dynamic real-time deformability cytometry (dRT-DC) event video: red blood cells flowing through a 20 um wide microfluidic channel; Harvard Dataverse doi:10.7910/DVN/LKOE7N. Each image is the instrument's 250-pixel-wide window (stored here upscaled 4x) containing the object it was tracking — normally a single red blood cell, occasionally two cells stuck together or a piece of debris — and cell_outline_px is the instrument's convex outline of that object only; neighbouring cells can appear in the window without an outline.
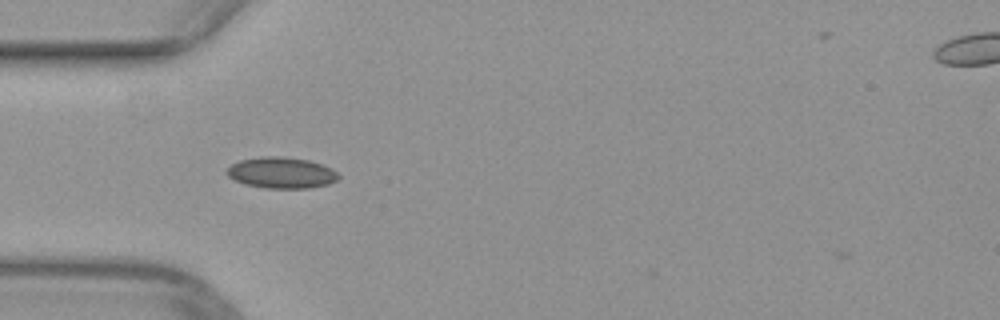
{"species": "common noctule bat (a hibernating species)", "species_latin": "Nyctalus noctula", "temperature_condition": "warm", "stored_images_in_passage": 5, "camera_frame_rate_fps": 3000, "um_per_image_px": 0.085, "animal": {"sex": "female", "body_mass_g": 29.2, "forearm_length_mm": 56.3}, "frame": {"image": 1, "passage_image": 2, "time_ms": 0.333, "image_size_px": [1000, 320], "cell_outline_px": [[340, 176], [336, 180], [328, 184], [308, 188], [264, 188], [244, 184], [228, 176], [224, 172], [232, 164], [240, 160], [260, 156], [284, 156], [308, 160], [324, 164], [332, 168]], "centroid_in_image_um": [23.92, 14.67], "position_along_channel_um": 61.1, "area_um2": 20.4}}